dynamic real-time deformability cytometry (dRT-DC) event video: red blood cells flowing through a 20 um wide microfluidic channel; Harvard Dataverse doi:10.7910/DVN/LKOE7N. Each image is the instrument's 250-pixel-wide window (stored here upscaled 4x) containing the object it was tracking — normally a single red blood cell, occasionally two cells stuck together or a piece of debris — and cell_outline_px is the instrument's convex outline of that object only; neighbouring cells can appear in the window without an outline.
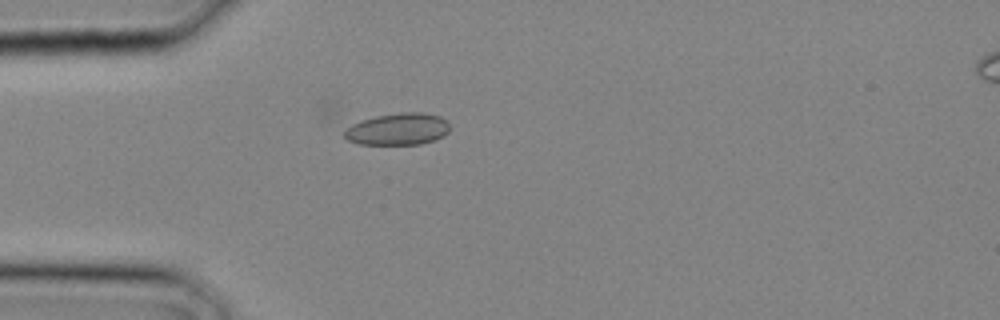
{"species": "common noctule bat (a hibernating species)", "species_latin": "Nyctalus noctula", "temperature_condition": "cold", "stored_images_in_passage": 2, "camera_frame_rate_fps": 3000, "um_per_image_px": 0.085, "animal": {"sex": "male", "body_mass_g": 20.4}, "frame": {"image": 1, "passage_image": 2, "time_ms": 0.333, "image_size_px": [1000, 320], "cell_outline_px": [[448, 132], [444, 136], [436, 140], [420, 144], [360, 144], [348, 140], [344, 136], [344, 132], [352, 124], [376, 116], [400, 112], [424, 112], [440, 116], [448, 120]], "centroid_in_image_um": [33.87, 10.97], "position_along_channel_um": 51.1, "area_um2": 19.59}}